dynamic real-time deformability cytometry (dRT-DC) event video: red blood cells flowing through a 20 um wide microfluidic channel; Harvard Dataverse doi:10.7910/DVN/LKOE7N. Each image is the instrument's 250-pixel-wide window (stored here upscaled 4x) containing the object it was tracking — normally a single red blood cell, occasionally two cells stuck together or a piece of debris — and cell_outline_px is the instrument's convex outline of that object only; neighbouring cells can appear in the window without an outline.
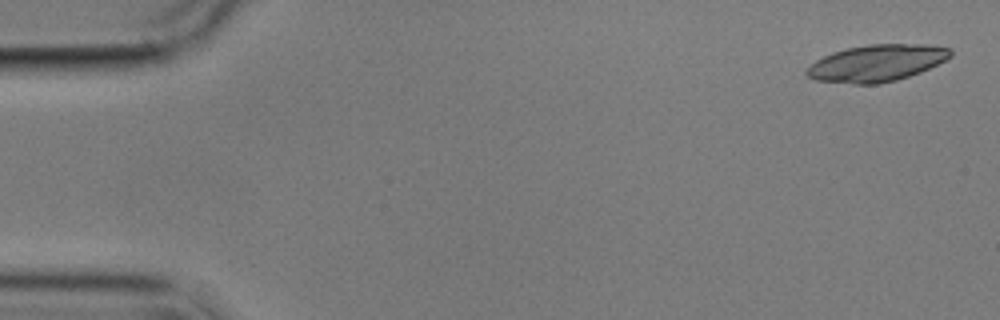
{"species": "common noctule bat (a hibernating species)", "species_latin": "Nyctalus noctula", "temperature_condition": "cold", "stored_images_in_passage": 4, "camera_frame_rate_fps": 3000, "um_per_image_px": 0.085, "animal": {"sex": "male", "body_mass_g": 17.9}, "frame": {"image": 1, "passage_image": 1, "time_ms": 0.0, "image_size_px": [1000, 320], "cell_outline_px": [[952, 56], [920, 72], [896, 80], [880, 84], [852, 84], [816, 80], [808, 76], [804, 72], [816, 60], [832, 52], [848, 48], [868, 44], [928, 44], [952, 48]], "centroid_in_image_um": [74.53, 5.36], "position_along_channel_um": 10.5, "area_um2": 30.75}}